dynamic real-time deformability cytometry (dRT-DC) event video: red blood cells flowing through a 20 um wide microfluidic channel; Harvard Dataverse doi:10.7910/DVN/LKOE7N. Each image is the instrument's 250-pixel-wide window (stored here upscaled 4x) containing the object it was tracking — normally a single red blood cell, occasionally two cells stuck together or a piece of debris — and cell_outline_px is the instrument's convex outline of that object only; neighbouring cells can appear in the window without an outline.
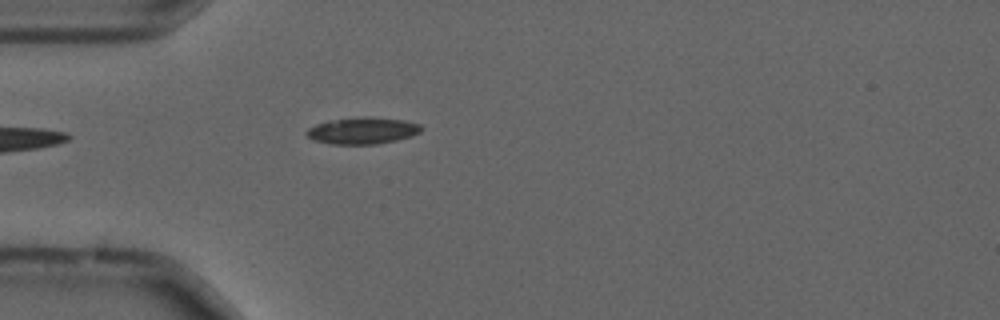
{"species": "common noctule bat (a hibernating species)", "species_latin": "Nyctalus noctula", "temperature_condition": "cold", "stored_images_in_passage": 40, "camera_frame_rate_fps": 3000, "um_per_image_px": 0.085, "animal": {"sex": "male", "forearm_length_mm": 52.5}, "frame": {"image": 1, "passage_image": 1, "time_ms": 0.0, "image_size_px": [1000, 320], "cell_outline_px": [[424, 128], [420, 132], [412, 136], [396, 140], [376, 144], [332, 144], [312, 140], [304, 132], [308, 128], [316, 124], [328, 120], [360, 116], [368, 116], [404, 120], [420, 124]], "centroid_in_image_um": [30.81, 11.09], "position_along_channel_um": 54.2, "area_um2": 18.09}}
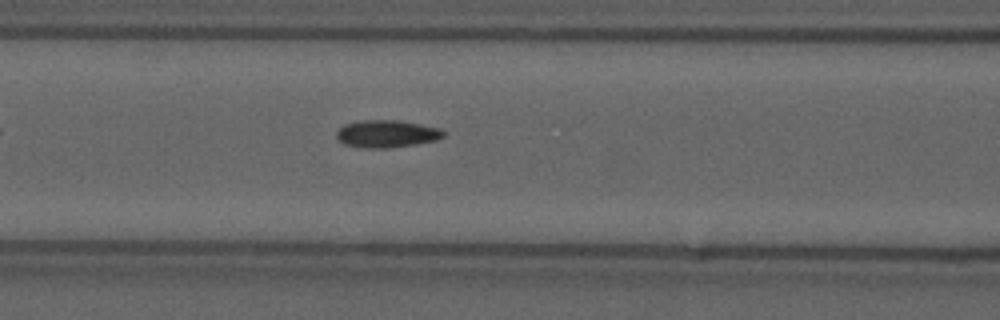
{"frame": {"image": 2, "passage_image": 8, "time_ms": 2.333, "image_size_px": [1000, 320], "cell_outline_px": [[444, 136], [436, 140], [416, 144], [388, 148], [364, 148], [344, 144], [336, 136], [336, 132], [344, 124], [360, 120], [400, 120], [440, 128], [444, 132]], "centroid_in_image_um": [32.86, 11.37], "position_along_channel_um": 133.7, "area_um2": 17.11}}
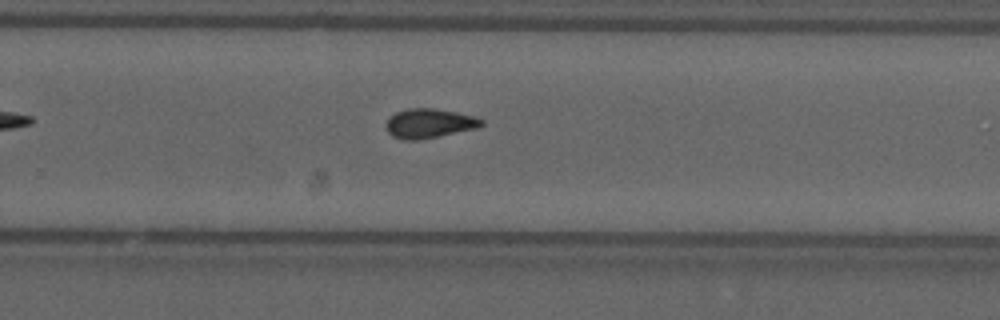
{"frame": {"image": 3, "passage_image": 21, "time_ms": 6.667, "image_size_px": [1000, 320], "cell_outline_px": [[484, 124], [476, 128], [416, 140], [404, 140], [392, 136], [388, 132], [384, 124], [388, 116], [396, 112], [408, 108], [436, 108], [476, 116], [484, 120]], "centroid_in_image_um": [36.44, 10.46], "position_along_channel_um": 293.4, "area_um2": 16.42}, "authors_computed_cell_mechanics": {"area_um2": 16.0106, "velocity_mm_per_s": 3.6941, "shape_relaxation_time_tau1_ms": 5.3769, "shape_relaxation_time_tau2_ms": 2.7387, "deformation_change_tau1": 0.133, "deformation_change_tau2": 0.0834}}